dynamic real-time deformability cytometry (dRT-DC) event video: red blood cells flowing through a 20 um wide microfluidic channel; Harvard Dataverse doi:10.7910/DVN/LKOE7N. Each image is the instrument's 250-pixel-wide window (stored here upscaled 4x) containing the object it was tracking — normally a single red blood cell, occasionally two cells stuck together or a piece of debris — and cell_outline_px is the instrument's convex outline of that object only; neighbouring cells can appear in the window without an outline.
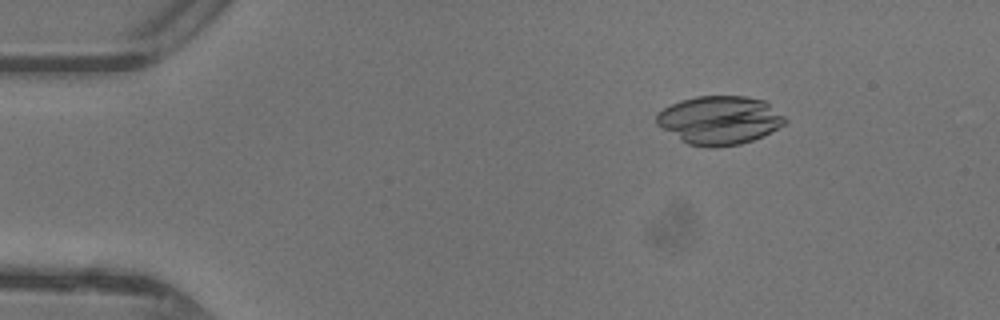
{"species": "common noctule bat (a hibernating species)", "species_latin": "Nyctalus noctula", "temperature_condition": "warm", "stored_images_in_passage": 32, "camera_frame_rate_fps": 3000, "um_per_image_px": 0.085, "animal": {"sex": "female"}, "frame": {"image": 1, "passage_image": 7, "time_ms": 2.0, "image_size_px": [1000, 320], "cell_outline_px": [[788, 120], [784, 124], [752, 140], [740, 144], [716, 148], [708, 148], [688, 144], [680, 140], [656, 124], [656, 116], [664, 108], [680, 100], [696, 96], [744, 96], [764, 100], [784, 116]], "centroid_in_image_um": [61.14, 10.22], "position_along_channel_um": 23.9, "area_um2": 36.13}}
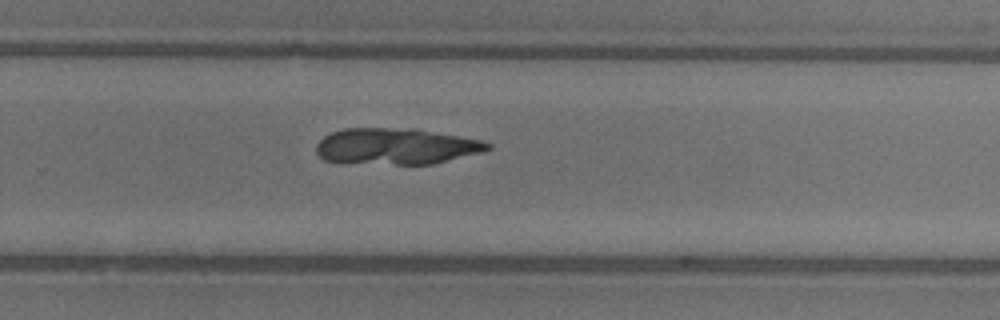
{"frame": {"image": 2, "passage_image": 31, "time_ms": 10.0, "image_size_px": [1000, 320], "cell_outline_px": [[492, 148], [480, 152], [432, 164], [336, 164], [324, 160], [316, 152], [316, 144], [324, 136], [332, 132], [344, 128], [412, 128], [480, 140], [492, 144]], "centroid_in_image_um": [33.56, 12.45], "position_along_channel_um": 296.2, "area_um2": 36.47}}